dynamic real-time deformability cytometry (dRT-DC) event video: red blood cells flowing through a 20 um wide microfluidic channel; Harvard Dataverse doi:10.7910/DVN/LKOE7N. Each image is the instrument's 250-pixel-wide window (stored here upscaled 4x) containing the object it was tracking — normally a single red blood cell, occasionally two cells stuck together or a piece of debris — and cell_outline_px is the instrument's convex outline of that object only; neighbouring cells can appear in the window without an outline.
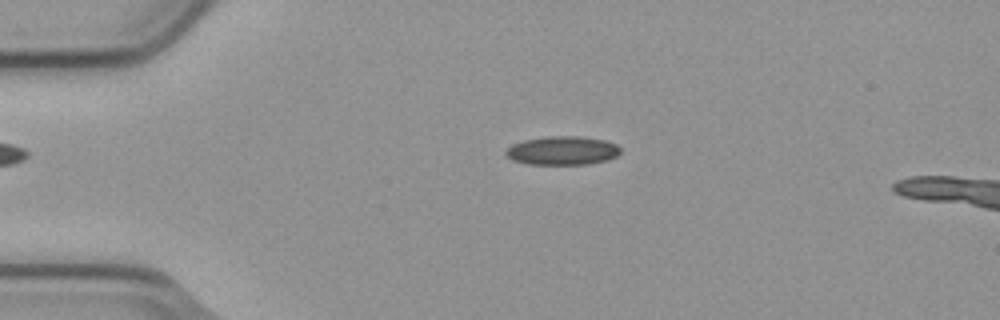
{"species": "common noctule bat (a hibernating species)", "species_latin": "Nyctalus noctula", "temperature_condition": "cold", "stored_images_in_passage": 5, "camera_frame_rate_fps": 3000, "um_per_image_px": 0.085, "animal": {"sex": "male", "body_mass_g": 23.1, "forearm_length_mm": 52.7}, "frame": {"image": 1, "passage_image": 3, "time_ms": 0.667, "image_size_px": [1000, 320], "cell_outline_px": [[620, 152], [616, 156], [608, 160], [588, 164], [528, 164], [512, 160], [504, 152], [512, 144], [524, 140], [548, 136], [580, 136], [604, 140], [616, 144], [620, 148]], "centroid_in_image_um": [47.81, 12.8], "position_along_channel_um": 37.2, "area_um2": 19.13}}
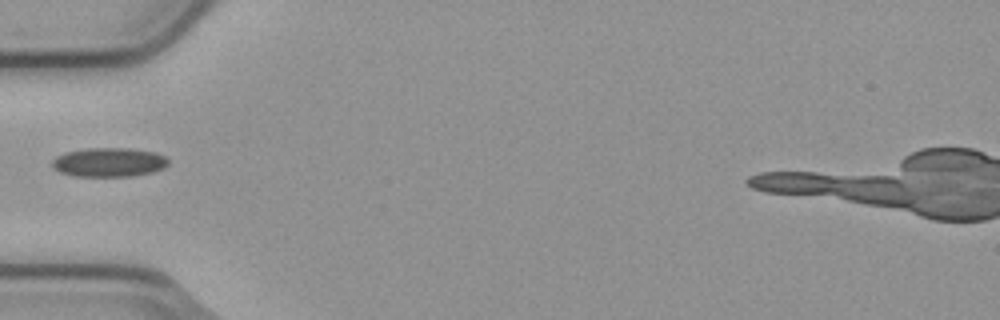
{"frame": {"image": 2, "passage_image": 5, "time_ms": 1.333, "image_size_px": [1000, 320], "cell_outline_px": [[168, 164], [164, 168], [152, 172], [132, 176], [76, 176], [60, 172], [52, 164], [52, 160], [56, 156], [64, 152], [88, 148], [128, 148], [156, 152], [164, 156], [168, 160]], "centroid_in_image_um": [9.27, 13.78], "position_along_channel_um": 75.7, "area_um2": 19.65}}